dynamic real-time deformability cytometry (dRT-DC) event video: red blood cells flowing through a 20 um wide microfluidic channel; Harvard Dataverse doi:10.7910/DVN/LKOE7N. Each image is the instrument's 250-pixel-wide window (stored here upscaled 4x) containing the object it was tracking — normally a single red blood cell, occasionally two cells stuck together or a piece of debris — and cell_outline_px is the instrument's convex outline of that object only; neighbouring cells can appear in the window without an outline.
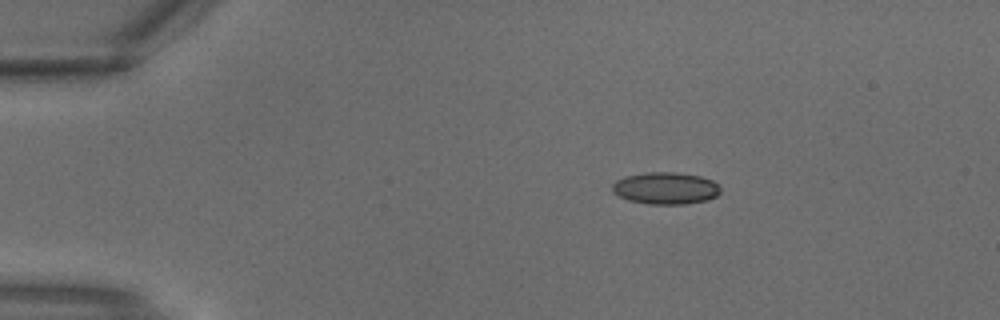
{"species": "common noctule bat (a hibernating species)", "species_latin": "Nyctalus noctula", "temperature_condition": "warm", "stored_images_in_passage": 3, "camera_frame_rate_fps": 3000, "um_per_image_px": 0.085, "animal": {"sex": "male", "body_mass_g": 18.8}, "frame": {"image": 1, "passage_image": 1, "time_ms": 0.0, "image_size_px": [1000, 320], "cell_outline_px": [[720, 192], [716, 196], [708, 200], [684, 204], [648, 204], [628, 200], [612, 192], [612, 184], [616, 180], [624, 176], [648, 172], [676, 172], [700, 176], [712, 180], [720, 188]], "centroid_in_image_um": [56.56, 15.99], "position_along_channel_um": 28.4, "area_um2": 20.23}}